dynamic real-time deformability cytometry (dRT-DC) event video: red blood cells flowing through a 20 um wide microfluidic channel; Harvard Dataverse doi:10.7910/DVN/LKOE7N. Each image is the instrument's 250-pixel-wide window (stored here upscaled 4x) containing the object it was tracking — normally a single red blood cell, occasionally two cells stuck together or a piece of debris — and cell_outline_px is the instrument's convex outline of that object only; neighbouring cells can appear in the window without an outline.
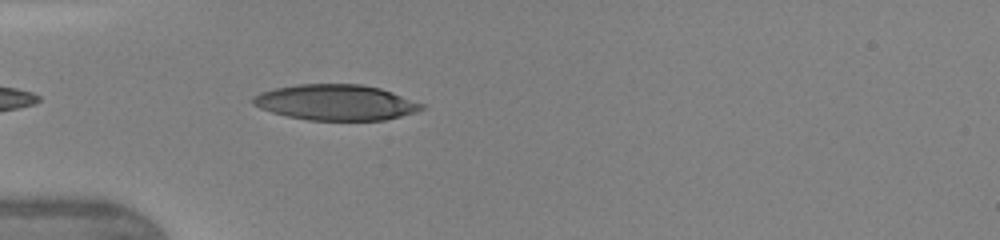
{"species": "human", "species_latin": "Homo sapiens", "temperature_condition": "warm", "stored_images_in_passage": 33, "camera_frame_rate_fps": 3000, "um_per_image_px": 0.085, "donor": {"sex": "female"}, "frame": {"image": 1, "passage_image": 1, "time_ms": 0.0, "image_size_px": [1000, 240], "cell_outline_px": [[428, 108], [416, 112], [384, 120], [308, 120], [288, 116], [272, 112], [260, 108], [252, 104], [252, 96], [260, 92], [276, 88], [296, 84], [360, 84], [380, 88], [392, 92], [424, 104]], "centroid_in_image_um": [28.55, 8.7], "position_along_channel_um": 56.4, "area_um2": 35.08}, "authors_computed_cell_mechanics": {"area_um2": 36.1828, "velocity_mm_per_s": 4.37, "shape_relaxation_time_tau1_ms": 4.7508, "shape_relaxation_time_tau2_ms": 0.9158, "deformation_change_tau1": 0.2304, "deformation_change_tau2": 0.0779}}